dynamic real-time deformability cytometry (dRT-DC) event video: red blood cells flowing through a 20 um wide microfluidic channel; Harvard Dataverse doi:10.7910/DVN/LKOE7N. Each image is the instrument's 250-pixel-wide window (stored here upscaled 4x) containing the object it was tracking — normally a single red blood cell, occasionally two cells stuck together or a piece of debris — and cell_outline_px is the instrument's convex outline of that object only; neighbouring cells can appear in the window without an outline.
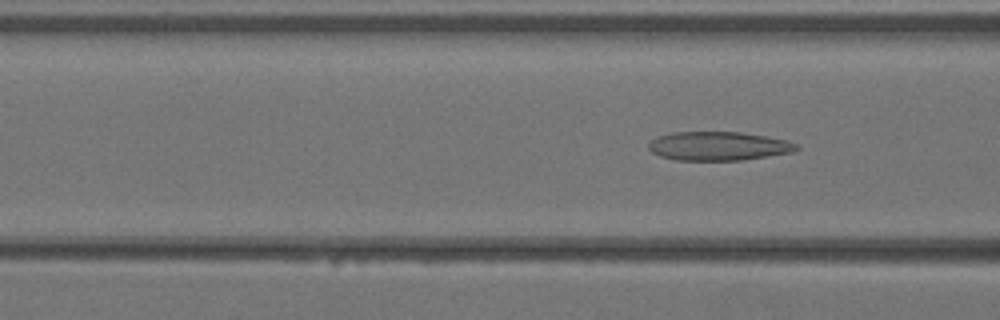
{"species": "Egyptian fruit bat (a non-hibernating species)", "species_latin": "Rousettus aegyptiacus", "temperature_condition": "warm", "stored_images_in_passage": 4, "camera_frame_rate_fps": 3000, "um_per_image_px": 0.085, "animal": {"sex": "female"}, "frame": {"image": 1, "passage_image": 4, "time_ms": 1.0, "image_size_px": [1000, 320], "cell_outline_px": [[800, 148], [792, 152], [768, 156], [740, 160], [676, 160], [660, 156], [652, 152], [648, 148], [648, 144], [656, 136], [672, 132], [740, 132], [788, 140], [800, 144]], "centroid_in_image_um": [61.08, 12.41], "position_along_channel_um": 105.5, "area_um2": 24.91}}